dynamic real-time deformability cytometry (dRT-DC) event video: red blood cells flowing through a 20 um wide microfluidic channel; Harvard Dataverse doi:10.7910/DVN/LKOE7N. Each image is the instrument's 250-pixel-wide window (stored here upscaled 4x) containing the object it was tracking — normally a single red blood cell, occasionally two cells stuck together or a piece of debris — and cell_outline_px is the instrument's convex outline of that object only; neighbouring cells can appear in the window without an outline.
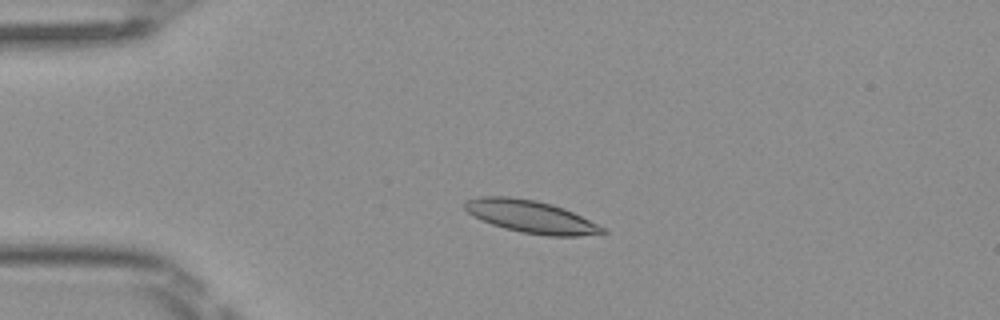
{"species": "Egyptian fruit bat (a non-hibernating species)", "species_latin": "Rousettus aegyptiacus", "temperature_condition": "room temperature", "stored_images_in_passage": 47, "camera_frame_rate_fps": 3000, "um_per_image_px": 0.085, "frame": {"image": 1, "passage_image": 9, "time_ms": 2.667, "image_size_px": [1000, 320], "cell_outline_px": [[608, 232], [580, 236], [548, 236], [524, 232], [504, 228], [492, 224], [468, 212], [464, 208], [464, 204], [468, 200], [480, 196], [508, 196], [536, 200], [552, 204], [564, 208], [608, 228]], "centroid_in_image_um": [45.2, 18.41], "position_along_channel_um": 39.8, "area_um2": 25.95}}
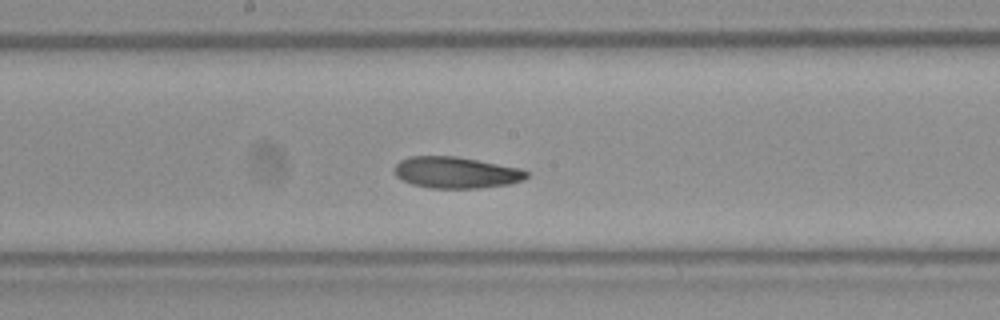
{"frame": {"image": 2, "passage_image": 24, "time_ms": 7.667, "image_size_px": [1000, 320], "cell_outline_px": [[528, 176], [524, 180], [508, 184], [480, 188], [432, 188], [412, 184], [396, 176], [392, 168], [400, 160], [408, 156], [456, 156], [520, 168], [528, 172]], "centroid_in_image_um": [38.74, 14.66], "position_along_channel_um": 209.5, "area_um2": 24.22}}
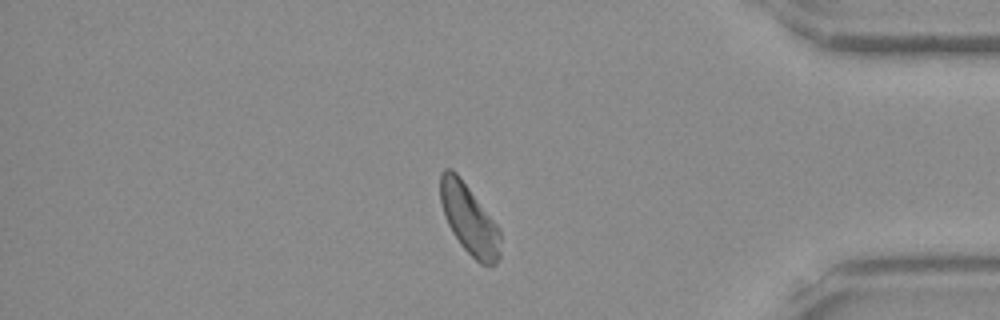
{"frame": {"image": 3, "passage_image": 40, "time_ms": 13.0, "image_size_px": [1000, 320], "cell_outline_px": [[500, 260], [496, 264], [480, 264], [460, 244], [452, 232], [444, 216], [440, 200], [440, 172], [444, 168], [452, 168], [460, 176], [496, 224], [500, 232]], "centroid_in_image_um": [39.86, 18.62], "position_along_channel_um": 395.3, "area_um2": 24.33}, "authors_computed_cell_mechanics": {"area_um2": 24.5072, "velocity_mm_per_s": 4.0279, "shape_relaxation_time_tau1_ms": 5.8868, "shape_relaxation_time_tau2_ms": 9.1363, "deformation_change_tau1": 0.1444, "deformation_change_tau2": 0.1979}}